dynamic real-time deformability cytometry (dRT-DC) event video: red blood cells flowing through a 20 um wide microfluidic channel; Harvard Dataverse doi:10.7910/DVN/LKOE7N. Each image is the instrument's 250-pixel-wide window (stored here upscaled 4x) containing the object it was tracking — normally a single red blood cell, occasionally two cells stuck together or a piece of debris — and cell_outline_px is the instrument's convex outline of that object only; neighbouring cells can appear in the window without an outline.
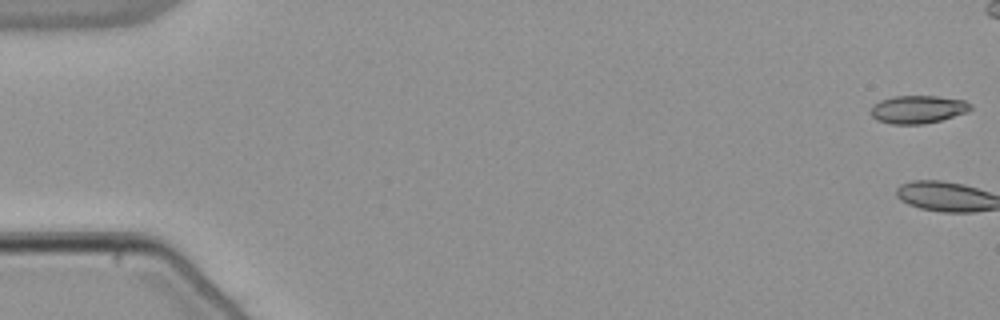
{"species": "common noctule bat (a hibernating species)", "species_latin": "Nyctalus noctula", "temperature_condition": "warm", "stored_images_in_passage": 3, "camera_frame_rate_fps": 3000, "um_per_image_px": 0.085, "animal": {"sex": "male", "body_mass_g": 21.5, "forearm_length_mm": 52.0}, "frame": {"image": 1, "passage_image": 1, "time_ms": 0.0, "image_size_px": [1000, 320], "cell_outline_px": [[972, 108], [968, 112], [940, 120], [924, 124], [892, 124], [876, 120], [868, 112], [872, 104], [880, 100], [892, 96], [936, 96], [964, 100], [972, 104]], "centroid_in_image_um": [77.98, 9.29], "position_along_channel_um": 7.0, "area_um2": 16.47}}